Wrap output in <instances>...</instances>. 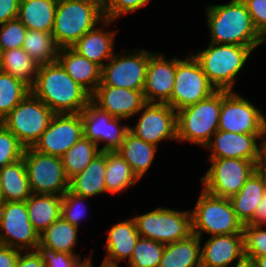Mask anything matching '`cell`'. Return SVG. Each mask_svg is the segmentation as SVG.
<instances>
[{"mask_svg": "<svg viewBox=\"0 0 266 267\" xmlns=\"http://www.w3.org/2000/svg\"><path fill=\"white\" fill-rule=\"evenodd\" d=\"M114 22L116 21L104 19L94 29L85 33L72 48L102 68L116 52L118 29H107Z\"/></svg>", "mask_w": 266, "mask_h": 267, "instance_id": "22", "label": "cell"}, {"mask_svg": "<svg viewBox=\"0 0 266 267\" xmlns=\"http://www.w3.org/2000/svg\"><path fill=\"white\" fill-rule=\"evenodd\" d=\"M255 105L256 103H252L238 91L222 90L218 130L240 134H260L266 114Z\"/></svg>", "mask_w": 266, "mask_h": 267, "instance_id": "16", "label": "cell"}, {"mask_svg": "<svg viewBox=\"0 0 266 267\" xmlns=\"http://www.w3.org/2000/svg\"><path fill=\"white\" fill-rule=\"evenodd\" d=\"M0 179L5 202L26 201L32 194L23 157L2 167Z\"/></svg>", "mask_w": 266, "mask_h": 267, "instance_id": "33", "label": "cell"}, {"mask_svg": "<svg viewBox=\"0 0 266 267\" xmlns=\"http://www.w3.org/2000/svg\"><path fill=\"white\" fill-rule=\"evenodd\" d=\"M260 154H261V166L266 169V116L262 121V128L260 133Z\"/></svg>", "mask_w": 266, "mask_h": 267, "instance_id": "50", "label": "cell"}, {"mask_svg": "<svg viewBox=\"0 0 266 267\" xmlns=\"http://www.w3.org/2000/svg\"><path fill=\"white\" fill-rule=\"evenodd\" d=\"M25 203L29 220L39 236L61 217L62 196L32 193Z\"/></svg>", "mask_w": 266, "mask_h": 267, "instance_id": "29", "label": "cell"}, {"mask_svg": "<svg viewBox=\"0 0 266 267\" xmlns=\"http://www.w3.org/2000/svg\"><path fill=\"white\" fill-rule=\"evenodd\" d=\"M91 101L113 117L126 121L133 119L147 103L143 90L111 86H98L91 94Z\"/></svg>", "mask_w": 266, "mask_h": 267, "instance_id": "21", "label": "cell"}, {"mask_svg": "<svg viewBox=\"0 0 266 267\" xmlns=\"http://www.w3.org/2000/svg\"><path fill=\"white\" fill-rule=\"evenodd\" d=\"M177 56L175 83L171 98L166 102L176 112L208 98L216 88L207 79L200 64L192 54Z\"/></svg>", "mask_w": 266, "mask_h": 267, "instance_id": "11", "label": "cell"}, {"mask_svg": "<svg viewBox=\"0 0 266 267\" xmlns=\"http://www.w3.org/2000/svg\"><path fill=\"white\" fill-rule=\"evenodd\" d=\"M252 52L255 51L246 46L209 42L206 48L191 54L216 90L234 91Z\"/></svg>", "mask_w": 266, "mask_h": 267, "instance_id": "3", "label": "cell"}, {"mask_svg": "<svg viewBox=\"0 0 266 267\" xmlns=\"http://www.w3.org/2000/svg\"><path fill=\"white\" fill-rule=\"evenodd\" d=\"M250 263L253 267H266V255L254 257Z\"/></svg>", "mask_w": 266, "mask_h": 267, "instance_id": "51", "label": "cell"}, {"mask_svg": "<svg viewBox=\"0 0 266 267\" xmlns=\"http://www.w3.org/2000/svg\"><path fill=\"white\" fill-rule=\"evenodd\" d=\"M29 187L33 194H53L62 196L69 190L62 159L25 148L23 152Z\"/></svg>", "mask_w": 266, "mask_h": 267, "instance_id": "12", "label": "cell"}, {"mask_svg": "<svg viewBox=\"0 0 266 267\" xmlns=\"http://www.w3.org/2000/svg\"><path fill=\"white\" fill-rule=\"evenodd\" d=\"M57 61L67 74L90 94L101 83V67L80 55L72 47L60 48Z\"/></svg>", "mask_w": 266, "mask_h": 267, "instance_id": "25", "label": "cell"}, {"mask_svg": "<svg viewBox=\"0 0 266 267\" xmlns=\"http://www.w3.org/2000/svg\"><path fill=\"white\" fill-rule=\"evenodd\" d=\"M30 92L55 114L81 113L91 94L76 83L56 60L39 66Z\"/></svg>", "mask_w": 266, "mask_h": 267, "instance_id": "2", "label": "cell"}, {"mask_svg": "<svg viewBox=\"0 0 266 267\" xmlns=\"http://www.w3.org/2000/svg\"><path fill=\"white\" fill-rule=\"evenodd\" d=\"M20 0H0V25L18 17Z\"/></svg>", "mask_w": 266, "mask_h": 267, "instance_id": "47", "label": "cell"}, {"mask_svg": "<svg viewBox=\"0 0 266 267\" xmlns=\"http://www.w3.org/2000/svg\"><path fill=\"white\" fill-rule=\"evenodd\" d=\"M235 267H253L252 264L249 261H245L244 263L235 266Z\"/></svg>", "mask_w": 266, "mask_h": 267, "instance_id": "54", "label": "cell"}, {"mask_svg": "<svg viewBox=\"0 0 266 267\" xmlns=\"http://www.w3.org/2000/svg\"><path fill=\"white\" fill-rule=\"evenodd\" d=\"M15 267H45L42 252L39 249L20 251Z\"/></svg>", "mask_w": 266, "mask_h": 267, "instance_id": "46", "label": "cell"}, {"mask_svg": "<svg viewBox=\"0 0 266 267\" xmlns=\"http://www.w3.org/2000/svg\"><path fill=\"white\" fill-rule=\"evenodd\" d=\"M57 0H20L17 19L28 29L52 33Z\"/></svg>", "mask_w": 266, "mask_h": 267, "instance_id": "28", "label": "cell"}, {"mask_svg": "<svg viewBox=\"0 0 266 267\" xmlns=\"http://www.w3.org/2000/svg\"><path fill=\"white\" fill-rule=\"evenodd\" d=\"M204 11L210 43L240 45L253 50L266 44L242 0H229L225 4L209 2Z\"/></svg>", "mask_w": 266, "mask_h": 267, "instance_id": "1", "label": "cell"}, {"mask_svg": "<svg viewBox=\"0 0 266 267\" xmlns=\"http://www.w3.org/2000/svg\"><path fill=\"white\" fill-rule=\"evenodd\" d=\"M159 147L136 137L130 131L116 150L131 167L139 180L144 178L156 159Z\"/></svg>", "mask_w": 266, "mask_h": 267, "instance_id": "27", "label": "cell"}, {"mask_svg": "<svg viewBox=\"0 0 266 267\" xmlns=\"http://www.w3.org/2000/svg\"><path fill=\"white\" fill-rule=\"evenodd\" d=\"M129 131L147 143L159 147L163 142H177V112L167 103L147 102Z\"/></svg>", "mask_w": 266, "mask_h": 267, "instance_id": "13", "label": "cell"}, {"mask_svg": "<svg viewBox=\"0 0 266 267\" xmlns=\"http://www.w3.org/2000/svg\"><path fill=\"white\" fill-rule=\"evenodd\" d=\"M21 250L0 245V267H15Z\"/></svg>", "mask_w": 266, "mask_h": 267, "instance_id": "48", "label": "cell"}, {"mask_svg": "<svg viewBox=\"0 0 266 267\" xmlns=\"http://www.w3.org/2000/svg\"><path fill=\"white\" fill-rule=\"evenodd\" d=\"M208 159L236 158L261 166L260 134H240L217 130L204 147Z\"/></svg>", "mask_w": 266, "mask_h": 267, "instance_id": "18", "label": "cell"}, {"mask_svg": "<svg viewBox=\"0 0 266 267\" xmlns=\"http://www.w3.org/2000/svg\"><path fill=\"white\" fill-rule=\"evenodd\" d=\"M24 149L15 135L0 122V169L21 159Z\"/></svg>", "mask_w": 266, "mask_h": 267, "instance_id": "42", "label": "cell"}, {"mask_svg": "<svg viewBox=\"0 0 266 267\" xmlns=\"http://www.w3.org/2000/svg\"><path fill=\"white\" fill-rule=\"evenodd\" d=\"M153 52L145 47L115 52L101 68V83L98 86L144 90L149 56Z\"/></svg>", "mask_w": 266, "mask_h": 267, "instance_id": "9", "label": "cell"}, {"mask_svg": "<svg viewBox=\"0 0 266 267\" xmlns=\"http://www.w3.org/2000/svg\"><path fill=\"white\" fill-rule=\"evenodd\" d=\"M83 136L80 113L54 114L47 129L32 147L34 150L62 157Z\"/></svg>", "mask_w": 266, "mask_h": 267, "instance_id": "17", "label": "cell"}, {"mask_svg": "<svg viewBox=\"0 0 266 267\" xmlns=\"http://www.w3.org/2000/svg\"><path fill=\"white\" fill-rule=\"evenodd\" d=\"M191 211L192 233L203 239L215 235L243 233L229 198L217 197L203 188Z\"/></svg>", "mask_w": 266, "mask_h": 267, "instance_id": "6", "label": "cell"}, {"mask_svg": "<svg viewBox=\"0 0 266 267\" xmlns=\"http://www.w3.org/2000/svg\"><path fill=\"white\" fill-rule=\"evenodd\" d=\"M80 115L83 136L95 143L100 151H116L129 132L130 125L123 123L126 120L113 117L92 101L86 105Z\"/></svg>", "mask_w": 266, "mask_h": 267, "instance_id": "15", "label": "cell"}, {"mask_svg": "<svg viewBox=\"0 0 266 267\" xmlns=\"http://www.w3.org/2000/svg\"><path fill=\"white\" fill-rule=\"evenodd\" d=\"M165 244L144 237H139L133 250L128 267H158Z\"/></svg>", "mask_w": 266, "mask_h": 267, "instance_id": "38", "label": "cell"}, {"mask_svg": "<svg viewBox=\"0 0 266 267\" xmlns=\"http://www.w3.org/2000/svg\"><path fill=\"white\" fill-rule=\"evenodd\" d=\"M30 92V88L12 75L0 70V121Z\"/></svg>", "mask_w": 266, "mask_h": 267, "instance_id": "37", "label": "cell"}, {"mask_svg": "<svg viewBox=\"0 0 266 267\" xmlns=\"http://www.w3.org/2000/svg\"><path fill=\"white\" fill-rule=\"evenodd\" d=\"M105 173L106 151H101L82 172L69 180V190L86 198H95L98 195L107 194Z\"/></svg>", "mask_w": 266, "mask_h": 267, "instance_id": "26", "label": "cell"}, {"mask_svg": "<svg viewBox=\"0 0 266 267\" xmlns=\"http://www.w3.org/2000/svg\"><path fill=\"white\" fill-rule=\"evenodd\" d=\"M78 231V227L60 217L40 235L39 250L81 255L74 250L78 249Z\"/></svg>", "mask_w": 266, "mask_h": 267, "instance_id": "31", "label": "cell"}, {"mask_svg": "<svg viewBox=\"0 0 266 267\" xmlns=\"http://www.w3.org/2000/svg\"><path fill=\"white\" fill-rule=\"evenodd\" d=\"M98 146L82 136L62 157L66 177L70 180L82 172L91 160L100 153Z\"/></svg>", "mask_w": 266, "mask_h": 267, "instance_id": "36", "label": "cell"}, {"mask_svg": "<svg viewBox=\"0 0 266 267\" xmlns=\"http://www.w3.org/2000/svg\"><path fill=\"white\" fill-rule=\"evenodd\" d=\"M0 245L21 251L39 249L40 236L29 220L25 201L0 206Z\"/></svg>", "mask_w": 266, "mask_h": 267, "instance_id": "14", "label": "cell"}, {"mask_svg": "<svg viewBox=\"0 0 266 267\" xmlns=\"http://www.w3.org/2000/svg\"><path fill=\"white\" fill-rule=\"evenodd\" d=\"M206 238H200L201 267H235L246 261L243 233Z\"/></svg>", "mask_w": 266, "mask_h": 267, "instance_id": "20", "label": "cell"}, {"mask_svg": "<svg viewBox=\"0 0 266 267\" xmlns=\"http://www.w3.org/2000/svg\"><path fill=\"white\" fill-rule=\"evenodd\" d=\"M129 218V219H128ZM114 223L106 232L105 257L101 261L108 265L127 264L140 237L132 216ZM122 262V263H121Z\"/></svg>", "mask_w": 266, "mask_h": 267, "instance_id": "23", "label": "cell"}, {"mask_svg": "<svg viewBox=\"0 0 266 267\" xmlns=\"http://www.w3.org/2000/svg\"><path fill=\"white\" fill-rule=\"evenodd\" d=\"M200 237L191 234L174 243L165 244L158 267H201Z\"/></svg>", "mask_w": 266, "mask_h": 267, "instance_id": "30", "label": "cell"}, {"mask_svg": "<svg viewBox=\"0 0 266 267\" xmlns=\"http://www.w3.org/2000/svg\"><path fill=\"white\" fill-rule=\"evenodd\" d=\"M104 19L99 0H58L52 35L59 48L72 47Z\"/></svg>", "mask_w": 266, "mask_h": 267, "instance_id": "4", "label": "cell"}, {"mask_svg": "<svg viewBox=\"0 0 266 267\" xmlns=\"http://www.w3.org/2000/svg\"><path fill=\"white\" fill-rule=\"evenodd\" d=\"M140 180L117 151H106L105 186L109 195L124 194Z\"/></svg>", "mask_w": 266, "mask_h": 267, "instance_id": "32", "label": "cell"}, {"mask_svg": "<svg viewBox=\"0 0 266 267\" xmlns=\"http://www.w3.org/2000/svg\"><path fill=\"white\" fill-rule=\"evenodd\" d=\"M93 258H90V259H87L85 262H84V265L83 267H95L94 264H93ZM98 267H120V266H116V265H108V264H105L103 262L100 263V266Z\"/></svg>", "mask_w": 266, "mask_h": 267, "instance_id": "52", "label": "cell"}, {"mask_svg": "<svg viewBox=\"0 0 266 267\" xmlns=\"http://www.w3.org/2000/svg\"><path fill=\"white\" fill-rule=\"evenodd\" d=\"M210 167L199 179L206 192L223 198L237 194L258 166L250 160L236 158L209 159Z\"/></svg>", "mask_w": 266, "mask_h": 267, "instance_id": "10", "label": "cell"}, {"mask_svg": "<svg viewBox=\"0 0 266 267\" xmlns=\"http://www.w3.org/2000/svg\"><path fill=\"white\" fill-rule=\"evenodd\" d=\"M140 237L168 244L192 234L190 209L180 210L157 206L143 214L132 216Z\"/></svg>", "mask_w": 266, "mask_h": 267, "instance_id": "7", "label": "cell"}, {"mask_svg": "<svg viewBox=\"0 0 266 267\" xmlns=\"http://www.w3.org/2000/svg\"><path fill=\"white\" fill-rule=\"evenodd\" d=\"M259 34L266 40V0H242Z\"/></svg>", "mask_w": 266, "mask_h": 267, "instance_id": "45", "label": "cell"}, {"mask_svg": "<svg viewBox=\"0 0 266 267\" xmlns=\"http://www.w3.org/2000/svg\"><path fill=\"white\" fill-rule=\"evenodd\" d=\"M27 30L17 18L0 25V51L21 48Z\"/></svg>", "mask_w": 266, "mask_h": 267, "instance_id": "43", "label": "cell"}, {"mask_svg": "<svg viewBox=\"0 0 266 267\" xmlns=\"http://www.w3.org/2000/svg\"><path fill=\"white\" fill-rule=\"evenodd\" d=\"M22 48L39 65L56 61L60 49L52 33L37 30H27Z\"/></svg>", "mask_w": 266, "mask_h": 267, "instance_id": "35", "label": "cell"}, {"mask_svg": "<svg viewBox=\"0 0 266 267\" xmlns=\"http://www.w3.org/2000/svg\"><path fill=\"white\" fill-rule=\"evenodd\" d=\"M243 236L246 261L266 255V225L245 224Z\"/></svg>", "mask_w": 266, "mask_h": 267, "instance_id": "40", "label": "cell"}, {"mask_svg": "<svg viewBox=\"0 0 266 267\" xmlns=\"http://www.w3.org/2000/svg\"><path fill=\"white\" fill-rule=\"evenodd\" d=\"M222 90L208 98L177 111V142L190 143L202 149L218 130Z\"/></svg>", "mask_w": 266, "mask_h": 267, "instance_id": "5", "label": "cell"}, {"mask_svg": "<svg viewBox=\"0 0 266 267\" xmlns=\"http://www.w3.org/2000/svg\"><path fill=\"white\" fill-rule=\"evenodd\" d=\"M152 0H103L105 19L114 20L138 12L150 5Z\"/></svg>", "mask_w": 266, "mask_h": 267, "instance_id": "41", "label": "cell"}, {"mask_svg": "<svg viewBox=\"0 0 266 267\" xmlns=\"http://www.w3.org/2000/svg\"><path fill=\"white\" fill-rule=\"evenodd\" d=\"M266 189V169L258 167L246 180L241 190L229 198L237 218L243 225L253 218Z\"/></svg>", "mask_w": 266, "mask_h": 267, "instance_id": "24", "label": "cell"}, {"mask_svg": "<svg viewBox=\"0 0 266 267\" xmlns=\"http://www.w3.org/2000/svg\"><path fill=\"white\" fill-rule=\"evenodd\" d=\"M94 250L91 254L82 258L81 255H72L64 252L41 251L44 257L45 267H83L87 259L93 257Z\"/></svg>", "mask_w": 266, "mask_h": 267, "instance_id": "44", "label": "cell"}, {"mask_svg": "<svg viewBox=\"0 0 266 267\" xmlns=\"http://www.w3.org/2000/svg\"><path fill=\"white\" fill-rule=\"evenodd\" d=\"M163 53L154 50L149 56L143 90L146 102L166 103L171 98L177 56L167 58Z\"/></svg>", "mask_w": 266, "mask_h": 267, "instance_id": "19", "label": "cell"}, {"mask_svg": "<svg viewBox=\"0 0 266 267\" xmlns=\"http://www.w3.org/2000/svg\"><path fill=\"white\" fill-rule=\"evenodd\" d=\"M54 112L29 92L0 122L24 148L33 147L47 129Z\"/></svg>", "mask_w": 266, "mask_h": 267, "instance_id": "8", "label": "cell"}, {"mask_svg": "<svg viewBox=\"0 0 266 267\" xmlns=\"http://www.w3.org/2000/svg\"><path fill=\"white\" fill-rule=\"evenodd\" d=\"M249 224L266 225V189L254 213V218Z\"/></svg>", "mask_w": 266, "mask_h": 267, "instance_id": "49", "label": "cell"}, {"mask_svg": "<svg viewBox=\"0 0 266 267\" xmlns=\"http://www.w3.org/2000/svg\"><path fill=\"white\" fill-rule=\"evenodd\" d=\"M39 66L22 47L0 51V70L22 81L29 88L35 82Z\"/></svg>", "mask_w": 266, "mask_h": 267, "instance_id": "34", "label": "cell"}, {"mask_svg": "<svg viewBox=\"0 0 266 267\" xmlns=\"http://www.w3.org/2000/svg\"><path fill=\"white\" fill-rule=\"evenodd\" d=\"M4 196L2 192V184H1V179H0V206L4 203Z\"/></svg>", "mask_w": 266, "mask_h": 267, "instance_id": "53", "label": "cell"}, {"mask_svg": "<svg viewBox=\"0 0 266 267\" xmlns=\"http://www.w3.org/2000/svg\"><path fill=\"white\" fill-rule=\"evenodd\" d=\"M89 199L67 190L62 195L61 217L71 225L79 228L80 224L83 223V219H86L88 211H90L88 210V204H86Z\"/></svg>", "mask_w": 266, "mask_h": 267, "instance_id": "39", "label": "cell"}]
</instances>
